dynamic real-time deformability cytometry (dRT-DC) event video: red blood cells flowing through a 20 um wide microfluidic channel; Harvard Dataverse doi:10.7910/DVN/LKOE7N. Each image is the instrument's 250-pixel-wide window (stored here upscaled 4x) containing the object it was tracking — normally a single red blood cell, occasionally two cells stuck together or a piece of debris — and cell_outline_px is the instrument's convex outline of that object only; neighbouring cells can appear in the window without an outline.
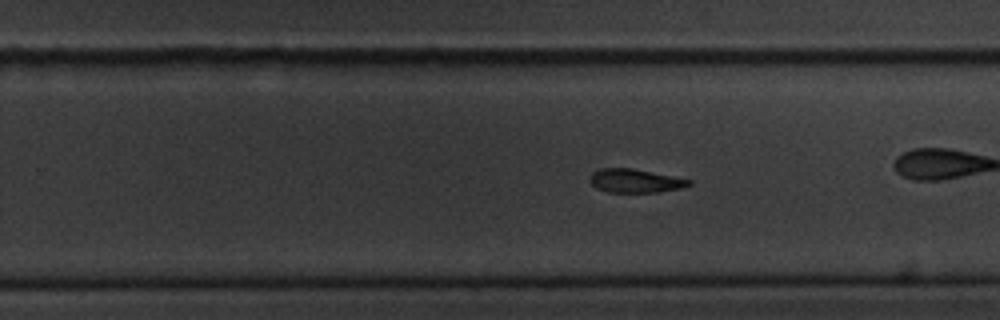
{"species": "common noctule bat (a hibernating species)", "species_latin": "Nyctalus noctula", "temperature_condition": "cold", "stored_images_in_passage": 50, "camera_frame_rate_fps": 3000, "um_per_image_px": 0.085, "animal": {"sex": "male", "body_mass_g": 20.1, "forearm_length_mm": 53.5}, "frame": {"image": 1, "passage_image": 28, "time_ms": 9.0, "image_size_px": [1000, 320], "cell_outline_px": [[692, 184], [680, 188], [660, 192], [608, 192], [596, 188], [588, 180], [592, 172], [600, 168], [632, 168], [692, 180]], "centroid_in_image_um": [53.96, 15.37], "position_along_channel_um": 275.8, "area_um2": 13.64}}
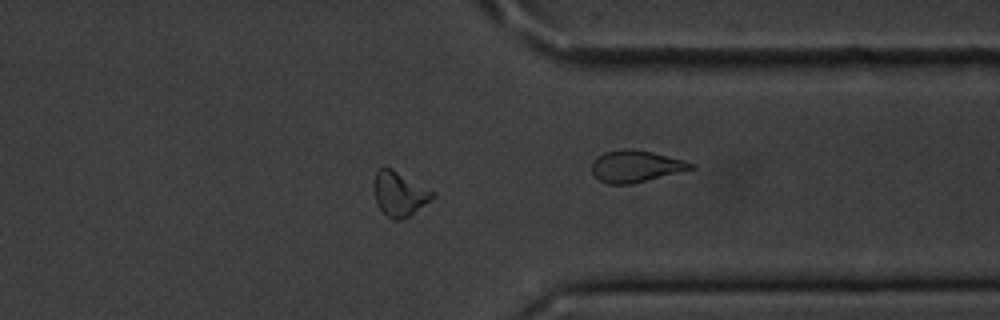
{"frame": {"image": 2, "passage_image": 37, "time_ms": 12.0, "image_size_px": [1000, 320], "cell_outline_px": [[436, 196], [432, 200], [404, 220], [392, 220], [380, 208], [376, 200], [376, 172], [380, 168], [392, 168], [436, 192]], "centroid_in_image_um": [34.04, 16.5], "position_along_channel_um": 377.4, "area_um2": 15.03}}
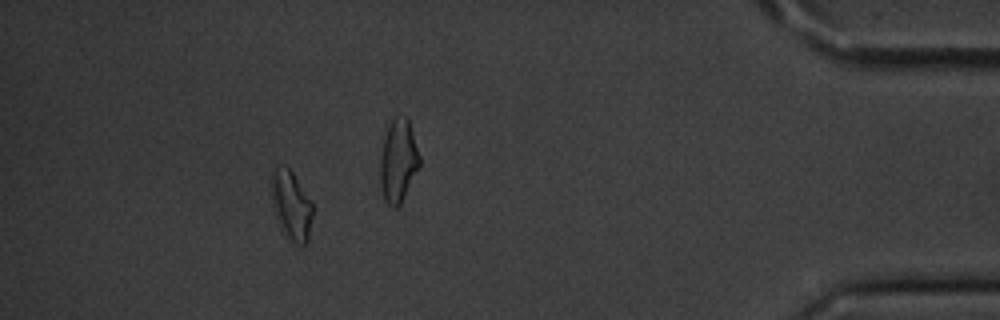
{"frame": {"image": 3, "passage_image": 44, "time_ms": 14.333, "image_size_px": [1000, 320], "cell_outline_px": [[312, 216], [308, 240], [304, 244], [296, 244], [280, 228], [272, 208], [272, 172], [276, 168], [288, 168], [292, 172], [312, 200]], "centroid_in_image_um": [24.77, 17.47], "position_along_channel_um": 410.4, "area_um2": 16.3}, "authors_computed_cell_mechanics": {"area_um2": 14.739, "velocity_mm_per_s": 3.582, "shape_relaxation_time_tau1_ms": 6.3741, "shape_relaxation_time_tau2_ms": 9.1737, "deformation_change_tau1": 0.1775, "deformation_change_tau2": 0.2061}}